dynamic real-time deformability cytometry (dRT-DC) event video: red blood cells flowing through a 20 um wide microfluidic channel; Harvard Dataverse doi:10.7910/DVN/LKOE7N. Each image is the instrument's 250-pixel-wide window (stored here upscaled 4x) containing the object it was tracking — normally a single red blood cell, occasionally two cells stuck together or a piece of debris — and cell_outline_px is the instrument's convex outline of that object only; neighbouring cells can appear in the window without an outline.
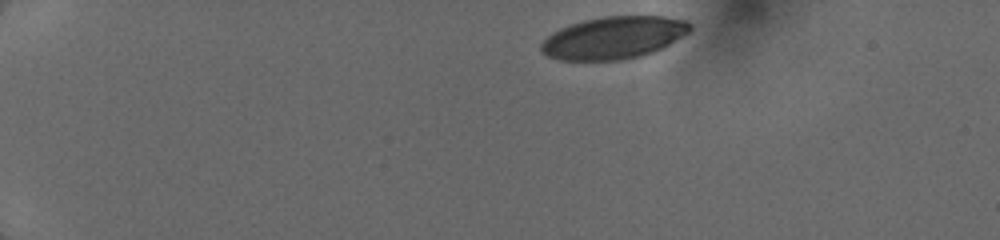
{"species": "human", "species_latin": "Homo sapiens", "temperature_condition": "cold", "stored_images_in_passage": 24, "camera_frame_rate_fps": 3000, "um_per_image_px": 0.085, "donor": {"sex": "female"}, "frame": {"image": 1, "passage_image": 1, "time_ms": 0.0, "image_size_px": [1000, 240], "cell_outline_px": [[692, 28], [688, 32], [668, 44], [652, 52], [640, 56], [620, 60], [560, 60], [548, 56], [540, 52], [540, 44], [552, 32], [560, 28], [584, 20], [604, 16], [664, 16], [688, 20], [692, 24]], "centroid_in_image_um": [52.15, 3.2], "position_along_channel_um": 32.9, "area_um2": 36.65}}
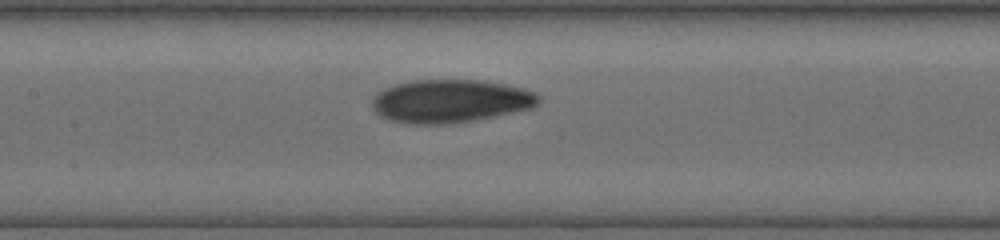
{"frame": {"image": 2, "passage_image": 11, "time_ms": 5.667, "image_size_px": [1000, 240], "cell_outline_px": [[540, 100], [532, 108], [472, 120], [444, 124], [404, 124], [380, 116], [372, 108], [372, 100], [376, 92], [384, 88], [396, 84], [412, 80], [484, 80], [524, 88], [536, 92], [540, 96]], "centroid_in_image_um": [38.25, 8.58], "position_along_channel_um": 169.1, "area_um2": 41.91}}
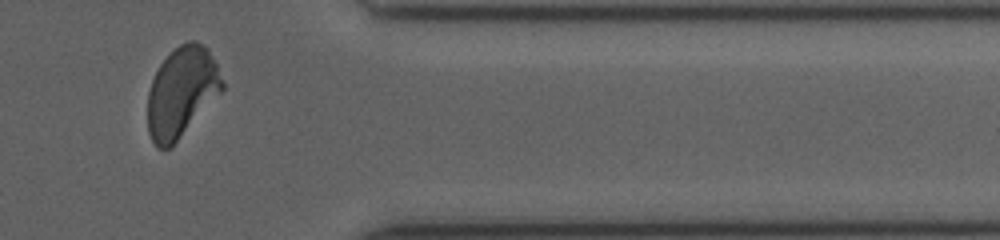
{"frame": {"image": 3, "passage_image": 20, "time_ms": 11.333, "image_size_px": [1000, 240], "cell_outline_px": [[224, 88], [176, 140], [168, 148], [156, 148], [148, 132], [148, 92], [152, 80], [160, 64], [180, 44], [188, 40], [196, 40], [208, 48], [224, 80]], "centroid_in_image_um": [15.43, 7.78], "position_along_channel_um": 396.0, "area_um2": 38.38}}